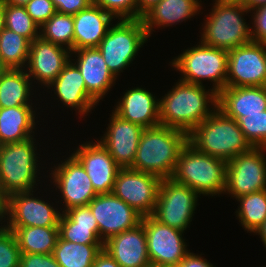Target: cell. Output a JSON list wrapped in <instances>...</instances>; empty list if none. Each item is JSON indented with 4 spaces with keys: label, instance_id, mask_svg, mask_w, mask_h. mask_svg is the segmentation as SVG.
Segmentation results:
<instances>
[{
    "label": "cell",
    "instance_id": "6da1fadb",
    "mask_svg": "<svg viewBox=\"0 0 266 267\" xmlns=\"http://www.w3.org/2000/svg\"><path fill=\"white\" fill-rule=\"evenodd\" d=\"M206 90L203 85L176 82L164 97L159 98L160 125L182 130L188 135L217 109L218 93Z\"/></svg>",
    "mask_w": 266,
    "mask_h": 267
},
{
    "label": "cell",
    "instance_id": "7a4b0ae2",
    "mask_svg": "<svg viewBox=\"0 0 266 267\" xmlns=\"http://www.w3.org/2000/svg\"><path fill=\"white\" fill-rule=\"evenodd\" d=\"M188 142L182 130L156 126L143 130L131 169L171 179L178 155Z\"/></svg>",
    "mask_w": 266,
    "mask_h": 267
},
{
    "label": "cell",
    "instance_id": "3957f363",
    "mask_svg": "<svg viewBox=\"0 0 266 267\" xmlns=\"http://www.w3.org/2000/svg\"><path fill=\"white\" fill-rule=\"evenodd\" d=\"M188 142L198 151L227 162L252 148L237 121L218 108L188 134Z\"/></svg>",
    "mask_w": 266,
    "mask_h": 267
},
{
    "label": "cell",
    "instance_id": "277c9868",
    "mask_svg": "<svg viewBox=\"0 0 266 267\" xmlns=\"http://www.w3.org/2000/svg\"><path fill=\"white\" fill-rule=\"evenodd\" d=\"M227 161L198 151L187 142L179 152L171 179L198 195L224 194Z\"/></svg>",
    "mask_w": 266,
    "mask_h": 267
},
{
    "label": "cell",
    "instance_id": "5b68a950",
    "mask_svg": "<svg viewBox=\"0 0 266 267\" xmlns=\"http://www.w3.org/2000/svg\"><path fill=\"white\" fill-rule=\"evenodd\" d=\"M36 139L0 145V185L8 197L17 192L34 191L38 177V154Z\"/></svg>",
    "mask_w": 266,
    "mask_h": 267
},
{
    "label": "cell",
    "instance_id": "8992f818",
    "mask_svg": "<svg viewBox=\"0 0 266 267\" xmlns=\"http://www.w3.org/2000/svg\"><path fill=\"white\" fill-rule=\"evenodd\" d=\"M214 2L212 11L202 25L200 41L207 46L226 51L251 42L250 26L242 16L251 11L243 4L221 0H214Z\"/></svg>",
    "mask_w": 266,
    "mask_h": 267
},
{
    "label": "cell",
    "instance_id": "52a82bcc",
    "mask_svg": "<svg viewBox=\"0 0 266 267\" xmlns=\"http://www.w3.org/2000/svg\"><path fill=\"white\" fill-rule=\"evenodd\" d=\"M198 43L175 57L171 65L181 73L179 80L197 85L208 80L213 83L212 89L219 93L226 87L228 51L207 46L201 41Z\"/></svg>",
    "mask_w": 266,
    "mask_h": 267
},
{
    "label": "cell",
    "instance_id": "ba28073f",
    "mask_svg": "<svg viewBox=\"0 0 266 267\" xmlns=\"http://www.w3.org/2000/svg\"><path fill=\"white\" fill-rule=\"evenodd\" d=\"M148 38L141 18L119 19L109 27L97 48L110 72L117 78L120 72L129 67Z\"/></svg>",
    "mask_w": 266,
    "mask_h": 267
},
{
    "label": "cell",
    "instance_id": "9c48e42d",
    "mask_svg": "<svg viewBox=\"0 0 266 267\" xmlns=\"http://www.w3.org/2000/svg\"><path fill=\"white\" fill-rule=\"evenodd\" d=\"M198 194L188 186L162 179L152 217L158 222L184 231L192 221Z\"/></svg>",
    "mask_w": 266,
    "mask_h": 267
},
{
    "label": "cell",
    "instance_id": "30bf717a",
    "mask_svg": "<svg viewBox=\"0 0 266 267\" xmlns=\"http://www.w3.org/2000/svg\"><path fill=\"white\" fill-rule=\"evenodd\" d=\"M265 147H252L227 162L224 193L238 198L266 189Z\"/></svg>",
    "mask_w": 266,
    "mask_h": 267
},
{
    "label": "cell",
    "instance_id": "8fae6325",
    "mask_svg": "<svg viewBox=\"0 0 266 267\" xmlns=\"http://www.w3.org/2000/svg\"><path fill=\"white\" fill-rule=\"evenodd\" d=\"M266 86V43L251 41L228 51L226 87Z\"/></svg>",
    "mask_w": 266,
    "mask_h": 267
},
{
    "label": "cell",
    "instance_id": "7c38bea8",
    "mask_svg": "<svg viewBox=\"0 0 266 267\" xmlns=\"http://www.w3.org/2000/svg\"><path fill=\"white\" fill-rule=\"evenodd\" d=\"M161 179L147 172L120 168L112 193L143 217L152 215L157 204Z\"/></svg>",
    "mask_w": 266,
    "mask_h": 267
},
{
    "label": "cell",
    "instance_id": "4fadbf2b",
    "mask_svg": "<svg viewBox=\"0 0 266 267\" xmlns=\"http://www.w3.org/2000/svg\"><path fill=\"white\" fill-rule=\"evenodd\" d=\"M104 243L110 237L137 227L142 215L113 193L98 194L88 204Z\"/></svg>",
    "mask_w": 266,
    "mask_h": 267
},
{
    "label": "cell",
    "instance_id": "5bb4252c",
    "mask_svg": "<svg viewBox=\"0 0 266 267\" xmlns=\"http://www.w3.org/2000/svg\"><path fill=\"white\" fill-rule=\"evenodd\" d=\"M141 224L145 229L150 262L177 267L190 251L182 236L184 231L164 225L151 215L142 217Z\"/></svg>",
    "mask_w": 266,
    "mask_h": 267
},
{
    "label": "cell",
    "instance_id": "9a60e30c",
    "mask_svg": "<svg viewBox=\"0 0 266 267\" xmlns=\"http://www.w3.org/2000/svg\"><path fill=\"white\" fill-rule=\"evenodd\" d=\"M65 161L58 163L55 168H51L50 181L61 192L64 208L66 210L77 207L86 206L98 194L95 192L90 177L81 165V163L71 154Z\"/></svg>",
    "mask_w": 266,
    "mask_h": 267
},
{
    "label": "cell",
    "instance_id": "2e32d148",
    "mask_svg": "<svg viewBox=\"0 0 266 267\" xmlns=\"http://www.w3.org/2000/svg\"><path fill=\"white\" fill-rule=\"evenodd\" d=\"M33 192H17L7 197L5 227H49L58 226L61 210L53 204L33 196ZM8 220V221H7Z\"/></svg>",
    "mask_w": 266,
    "mask_h": 267
},
{
    "label": "cell",
    "instance_id": "e0dca14e",
    "mask_svg": "<svg viewBox=\"0 0 266 267\" xmlns=\"http://www.w3.org/2000/svg\"><path fill=\"white\" fill-rule=\"evenodd\" d=\"M70 60V50L39 37L30 43L28 64L25 70L32 84L34 80H37L38 84L47 87Z\"/></svg>",
    "mask_w": 266,
    "mask_h": 267
},
{
    "label": "cell",
    "instance_id": "ac0fdd59",
    "mask_svg": "<svg viewBox=\"0 0 266 267\" xmlns=\"http://www.w3.org/2000/svg\"><path fill=\"white\" fill-rule=\"evenodd\" d=\"M72 155L81 163L97 194L112 193L120 167L109 151L97 140L79 145Z\"/></svg>",
    "mask_w": 266,
    "mask_h": 267
},
{
    "label": "cell",
    "instance_id": "d6986e66",
    "mask_svg": "<svg viewBox=\"0 0 266 267\" xmlns=\"http://www.w3.org/2000/svg\"><path fill=\"white\" fill-rule=\"evenodd\" d=\"M110 116L107 132L98 141L120 168H131L144 128L122 119L114 111Z\"/></svg>",
    "mask_w": 266,
    "mask_h": 267
},
{
    "label": "cell",
    "instance_id": "ffe728a7",
    "mask_svg": "<svg viewBox=\"0 0 266 267\" xmlns=\"http://www.w3.org/2000/svg\"><path fill=\"white\" fill-rule=\"evenodd\" d=\"M82 74L87 93L99 103L114 86L117 78L110 72L98 48H82L71 52Z\"/></svg>",
    "mask_w": 266,
    "mask_h": 267
},
{
    "label": "cell",
    "instance_id": "44dd1931",
    "mask_svg": "<svg viewBox=\"0 0 266 267\" xmlns=\"http://www.w3.org/2000/svg\"><path fill=\"white\" fill-rule=\"evenodd\" d=\"M74 60L71 59L46 88H52L63 105L72 110L76 108L75 111H78L81 117L88 115L98 103L87 93L84 78L76 64L72 62Z\"/></svg>",
    "mask_w": 266,
    "mask_h": 267
},
{
    "label": "cell",
    "instance_id": "7402d4cb",
    "mask_svg": "<svg viewBox=\"0 0 266 267\" xmlns=\"http://www.w3.org/2000/svg\"><path fill=\"white\" fill-rule=\"evenodd\" d=\"M105 251L121 267H145L150 259L147 252V240L144 226L123 231L104 242Z\"/></svg>",
    "mask_w": 266,
    "mask_h": 267
},
{
    "label": "cell",
    "instance_id": "603a6c76",
    "mask_svg": "<svg viewBox=\"0 0 266 267\" xmlns=\"http://www.w3.org/2000/svg\"><path fill=\"white\" fill-rule=\"evenodd\" d=\"M123 94L113 110L118 116L144 129L160 125L159 99L149 90L135 87Z\"/></svg>",
    "mask_w": 266,
    "mask_h": 267
},
{
    "label": "cell",
    "instance_id": "cb8c5ba5",
    "mask_svg": "<svg viewBox=\"0 0 266 267\" xmlns=\"http://www.w3.org/2000/svg\"><path fill=\"white\" fill-rule=\"evenodd\" d=\"M217 108L237 120L266 110V86L225 87L218 93Z\"/></svg>",
    "mask_w": 266,
    "mask_h": 267
},
{
    "label": "cell",
    "instance_id": "d4e9b609",
    "mask_svg": "<svg viewBox=\"0 0 266 267\" xmlns=\"http://www.w3.org/2000/svg\"><path fill=\"white\" fill-rule=\"evenodd\" d=\"M74 50L97 48L105 37L114 17L101 7L91 4L87 9L73 15Z\"/></svg>",
    "mask_w": 266,
    "mask_h": 267
},
{
    "label": "cell",
    "instance_id": "484cf974",
    "mask_svg": "<svg viewBox=\"0 0 266 267\" xmlns=\"http://www.w3.org/2000/svg\"><path fill=\"white\" fill-rule=\"evenodd\" d=\"M59 237L76 244H104L97 221L90 207L77 206L66 210L59 220Z\"/></svg>",
    "mask_w": 266,
    "mask_h": 267
},
{
    "label": "cell",
    "instance_id": "4316f807",
    "mask_svg": "<svg viewBox=\"0 0 266 267\" xmlns=\"http://www.w3.org/2000/svg\"><path fill=\"white\" fill-rule=\"evenodd\" d=\"M199 0H160L141 17L148 36L154 28L169 27L187 21L201 11Z\"/></svg>",
    "mask_w": 266,
    "mask_h": 267
},
{
    "label": "cell",
    "instance_id": "83f0119b",
    "mask_svg": "<svg viewBox=\"0 0 266 267\" xmlns=\"http://www.w3.org/2000/svg\"><path fill=\"white\" fill-rule=\"evenodd\" d=\"M35 116L33 106L0 108V145L35 136Z\"/></svg>",
    "mask_w": 266,
    "mask_h": 267
},
{
    "label": "cell",
    "instance_id": "f1b7e54d",
    "mask_svg": "<svg viewBox=\"0 0 266 267\" xmlns=\"http://www.w3.org/2000/svg\"><path fill=\"white\" fill-rule=\"evenodd\" d=\"M32 86L25 69H7L0 76V108L33 106Z\"/></svg>",
    "mask_w": 266,
    "mask_h": 267
},
{
    "label": "cell",
    "instance_id": "f546056e",
    "mask_svg": "<svg viewBox=\"0 0 266 267\" xmlns=\"http://www.w3.org/2000/svg\"><path fill=\"white\" fill-rule=\"evenodd\" d=\"M7 228L14 232L21 253L51 254L59 237L58 226Z\"/></svg>",
    "mask_w": 266,
    "mask_h": 267
},
{
    "label": "cell",
    "instance_id": "4dcf8cb0",
    "mask_svg": "<svg viewBox=\"0 0 266 267\" xmlns=\"http://www.w3.org/2000/svg\"><path fill=\"white\" fill-rule=\"evenodd\" d=\"M104 244H76L58 237L52 255L61 267H92Z\"/></svg>",
    "mask_w": 266,
    "mask_h": 267
},
{
    "label": "cell",
    "instance_id": "1f68e13d",
    "mask_svg": "<svg viewBox=\"0 0 266 267\" xmlns=\"http://www.w3.org/2000/svg\"><path fill=\"white\" fill-rule=\"evenodd\" d=\"M240 203L235 212L242 227L249 233L256 231L266 220V189L236 198Z\"/></svg>",
    "mask_w": 266,
    "mask_h": 267
},
{
    "label": "cell",
    "instance_id": "d6a6232c",
    "mask_svg": "<svg viewBox=\"0 0 266 267\" xmlns=\"http://www.w3.org/2000/svg\"><path fill=\"white\" fill-rule=\"evenodd\" d=\"M30 41L7 29L0 33V57L8 69H25L28 62Z\"/></svg>",
    "mask_w": 266,
    "mask_h": 267
},
{
    "label": "cell",
    "instance_id": "836d02e7",
    "mask_svg": "<svg viewBox=\"0 0 266 267\" xmlns=\"http://www.w3.org/2000/svg\"><path fill=\"white\" fill-rule=\"evenodd\" d=\"M39 31L43 40L60 45L71 52L74 51L73 15L56 12L40 27Z\"/></svg>",
    "mask_w": 266,
    "mask_h": 267
},
{
    "label": "cell",
    "instance_id": "e575fe53",
    "mask_svg": "<svg viewBox=\"0 0 266 267\" xmlns=\"http://www.w3.org/2000/svg\"><path fill=\"white\" fill-rule=\"evenodd\" d=\"M5 27L27 38L30 42L40 37V27L23 6L4 3Z\"/></svg>",
    "mask_w": 266,
    "mask_h": 267
},
{
    "label": "cell",
    "instance_id": "d590c367",
    "mask_svg": "<svg viewBox=\"0 0 266 267\" xmlns=\"http://www.w3.org/2000/svg\"><path fill=\"white\" fill-rule=\"evenodd\" d=\"M236 121L252 147L266 148V110L261 114L240 117Z\"/></svg>",
    "mask_w": 266,
    "mask_h": 267
},
{
    "label": "cell",
    "instance_id": "8d00e7d4",
    "mask_svg": "<svg viewBox=\"0 0 266 267\" xmlns=\"http://www.w3.org/2000/svg\"><path fill=\"white\" fill-rule=\"evenodd\" d=\"M21 251L12 230L0 225V267H20Z\"/></svg>",
    "mask_w": 266,
    "mask_h": 267
},
{
    "label": "cell",
    "instance_id": "74e56055",
    "mask_svg": "<svg viewBox=\"0 0 266 267\" xmlns=\"http://www.w3.org/2000/svg\"><path fill=\"white\" fill-rule=\"evenodd\" d=\"M115 19H137L136 0H92Z\"/></svg>",
    "mask_w": 266,
    "mask_h": 267
},
{
    "label": "cell",
    "instance_id": "f35d334b",
    "mask_svg": "<svg viewBox=\"0 0 266 267\" xmlns=\"http://www.w3.org/2000/svg\"><path fill=\"white\" fill-rule=\"evenodd\" d=\"M24 7L39 27L56 13L52 0H30Z\"/></svg>",
    "mask_w": 266,
    "mask_h": 267
},
{
    "label": "cell",
    "instance_id": "ab89813d",
    "mask_svg": "<svg viewBox=\"0 0 266 267\" xmlns=\"http://www.w3.org/2000/svg\"><path fill=\"white\" fill-rule=\"evenodd\" d=\"M250 11H252L253 19V26L250 27L251 39L254 42L266 43V5Z\"/></svg>",
    "mask_w": 266,
    "mask_h": 267
},
{
    "label": "cell",
    "instance_id": "60d3db41",
    "mask_svg": "<svg viewBox=\"0 0 266 267\" xmlns=\"http://www.w3.org/2000/svg\"><path fill=\"white\" fill-rule=\"evenodd\" d=\"M20 267H61L51 254L21 253Z\"/></svg>",
    "mask_w": 266,
    "mask_h": 267
},
{
    "label": "cell",
    "instance_id": "b9f144b4",
    "mask_svg": "<svg viewBox=\"0 0 266 267\" xmlns=\"http://www.w3.org/2000/svg\"><path fill=\"white\" fill-rule=\"evenodd\" d=\"M56 12L74 15L87 9L93 2L92 0H52Z\"/></svg>",
    "mask_w": 266,
    "mask_h": 267
},
{
    "label": "cell",
    "instance_id": "7bdbcfd3",
    "mask_svg": "<svg viewBox=\"0 0 266 267\" xmlns=\"http://www.w3.org/2000/svg\"><path fill=\"white\" fill-rule=\"evenodd\" d=\"M177 267H216L209 261L203 258L201 255H196L193 252H189L183 260L180 261Z\"/></svg>",
    "mask_w": 266,
    "mask_h": 267
},
{
    "label": "cell",
    "instance_id": "ee69618b",
    "mask_svg": "<svg viewBox=\"0 0 266 267\" xmlns=\"http://www.w3.org/2000/svg\"><path fill=\"white\" fill-rule=\"evenodd\" d=\"M92 267H121L107 251H102L96 257Z\"/></svg>",
    "mask_w": 266,
    "mask_h": 267
},
{
    "label": "cell",
    "instance_id": "f6af8a7d",
    "mask_svg": "<svg viewBox=\"0 0 266 267\" xmlns=\"http://www.w3.org/2000/svg\"><path fill=\"white\" fill-rule=\"evenodd\" d=\"M160 0H136L137 3V19L150 9L153 5L157 4Z\"/></svg>",
    "mask_w": 266,
    "mask_h": 267
},
{
    "label": "cell",
    "instance_id": "bcb514c9",
    "mask_svg": "<svg viewBox=\"0 0 266 267\" xmlns=\"http://www.w3.org/2000/svg\"><path fill=\"white\" fill-rule=\"evenodd\" d=\"M7 211V196L2 191L1 185H0V222L2 223L3 220H5Z\"/></svg>",
    "mask_w": 266,
    "mask_h": 267
},
{
    "label": "cell",
    "instance_id": "7dc6e473",
    "mask_svg": "<svg viewBox=\"0 0 266 267\" xmlns=\"http://www.w3.org/2000/svg\"><path fill=\"white\" fill-rule=\"evenodd\" d=\"M263 5H266V0H247L244 4L249 11Z\"/></svg>",
    "mask_w": 266,
    "mask_h": 267
},
{
    "label": "cell",
    "instance_id": "c3c4849f",
    "mask_svg": "<svg viewBox=\"0 0 266 267\" xmlns=\"http://www.w3.org/2000/svg\"><path fill=\"white\" fill-rule=\"evenodd\" d=\"M256 235H260L261 241L266 249V220L264 224L256 231Z\"/></svg>",
    "mask_w": 266,
    "mask_h": 267
},
{
    "label": "cell",
    "instance_id": "681fc988",
    "mask_svg": "<svg viewBox=\"0 0 266 267\" xmlns=\"http://www.w3.org/2000/svg\"><path fill=\"white\" fill-rule=\"evenodd\" d=\"M5 28L4 3L0 0V33Z\"/></svg>",
    "mask_w": 266,
    "mask_h": 267
},
{
    "label": "cell",
    "instance_id": "f907efd6",
    "mask_svg": "<svg viewBox=\"0 0 266 267\" xmlns=\"http://www.w3.org/2000/svg\"><path fill=\"white\" fill-rule=\"evenodd\" d=\"M30 0H2L3 3L16 6H25Z\"/></svg>",
    "mask_w": 266,
    "mask_h": 267
},
{
    "label": "cell",
    "instance_id": "816d5d0a",
    "mask_svg": "<svg viewBox=\"0 0 266 267\" xmlns=\"http://www.w3.org/2000/svg\"><path fill=\"white\" fill-rule=\"evenodd\" d=\"M221 1L227 3L243 4V5L247 2V0H221Z\"/></svg>",
    "mask_w": 266,
    "mask_h": 267
},
{
    "label": "cell",
    "instance_id": "f5cc1de1",
    "mask_svg": "<svg viewBox=\"0 0 266 267\" xmlns=\"http://www.w3.org/2000/svg\"><path fill=\"white\" fill-rule=\"evenodd\" d=\"M7 66L3 63L1 57H0V76L7 70Z\"/></svg>",
    "mask_w": 266,
    "mask_h": 267
},
{
    "label": "cell",
    "instance_id": "db71d44e",
    "mask_svg": "<svg viewBox=\"0 0 266 267\" xmlns=\"http://www.w3.org/2000/svg\"><path fill=\"white\" fill-rule=\"evenodd\" d=\"M145 267H172V266L155 264V263L149 262Z\"/></svg>",
    "mask_w": 266,
    "mask_h": 267
}]
</instances>
